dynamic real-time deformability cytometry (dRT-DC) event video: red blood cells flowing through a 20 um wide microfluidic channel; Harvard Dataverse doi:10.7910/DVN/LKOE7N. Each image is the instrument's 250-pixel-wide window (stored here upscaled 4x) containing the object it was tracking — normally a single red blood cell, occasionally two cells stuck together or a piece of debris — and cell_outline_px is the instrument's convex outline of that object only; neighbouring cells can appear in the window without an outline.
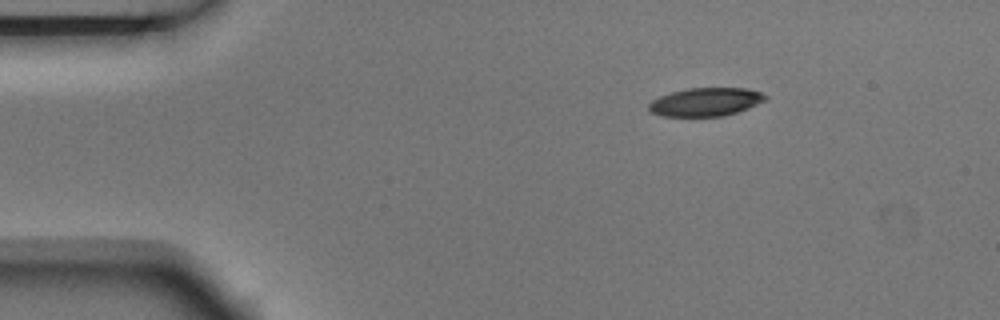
{"species": "Egyptian fruit bat (a non-hibernating species)", "species_latin": "Rousettus aegyptiacus", "temperature_condition": "room temperature", "stored_images_in_passage": 3, "camera_frame_rate_fps": 3000, "um_per_image_px": 0.085, "animal": {"sex": "male"}, "frame": {"image": 1, "passage_image": 1, "time_ms": 0.0, "image_size_px": [1000, 320], "cell_outline_px": [[768, 96], [764, 100], [748, 108], [724, 116], [664, 116], [652, 112], [648, 108], [648, 104], [652, 100], [660, 96], [672, 92], [688, 88], [748, 88], [760, 92]], "centroid_in_image_um": [59.97, 8.66], "position_along_channel_um": 25.0, "area_um2": 19.07}}